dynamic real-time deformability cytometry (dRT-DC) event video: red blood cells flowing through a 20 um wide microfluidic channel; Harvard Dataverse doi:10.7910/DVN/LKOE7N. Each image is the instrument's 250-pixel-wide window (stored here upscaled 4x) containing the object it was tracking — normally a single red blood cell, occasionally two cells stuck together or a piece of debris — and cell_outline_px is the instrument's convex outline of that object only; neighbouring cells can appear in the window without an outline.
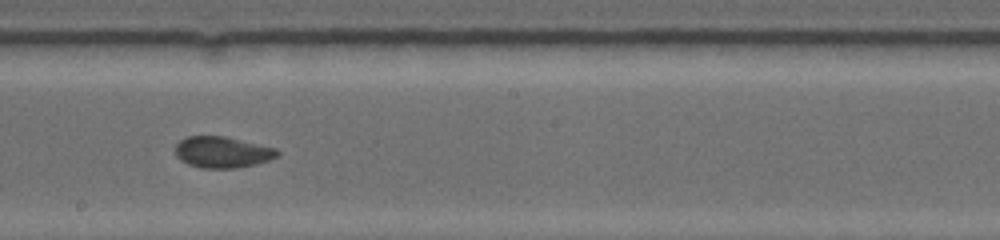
{"species": "common noctule bat (a hibernating species)", "species_latin": "Nyctalus noctula", "temperature_condition": "warm", "stored_images_in_passage": 24, "camera_frame_rate_fps": 5000, "um_per_image_px": 0.085, "animal": {"sex": "female", "body_mass_g": 19.0, "forearm_length_mm": 53.3}, "frame": {"image": 1, "passage_image": 11, "time_ms": 5.4, "image_size_px": [1000, 240], "cell_outline_px": [[280, 152], [276, 156], [268, 160], [256, 164], [232, 168], [204, 168], [188, 164], [176, 156], [176, 144], [180, 140], [188, 136], [224, 136], [276, 148]], "centroid_in_image_um": [18.89, 12.93], "position_along_channel_um": 229.3, "area_um2": 18.32}}
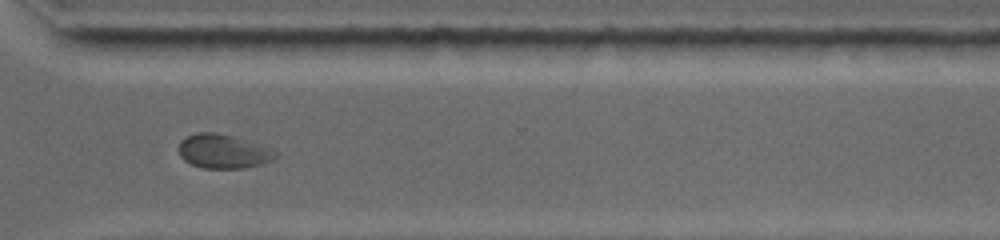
{"frame": {"image": 2, "passage_image": 17, "time_ms": 8.6, "image_size_px": [1000, 240], "cell_outline_px": [[276, 156], [260, 164], [240, 168], [204, 168], [192, 164], [184, 160], [180, 156], [180, 140], [184, 136], [196, 132], [216, 132], [232, 136], [244, 140], [276, 152]], "centroid_in_image_um": [18.86, 12.85], "position_along_channel_um": 351.7, "area_um2": 18.61}, "authors_computed_cell_mechanics": {"area_um2": 18.5249, "velocity_mm_per_s": 3.8144, "shape_relaxation_time_tau1_ms": null, "shape_relaxation_time_tau2_ms": 2.5663, "deformation_change_tau1": null, "deformation_change_tau2": 0.0541}}